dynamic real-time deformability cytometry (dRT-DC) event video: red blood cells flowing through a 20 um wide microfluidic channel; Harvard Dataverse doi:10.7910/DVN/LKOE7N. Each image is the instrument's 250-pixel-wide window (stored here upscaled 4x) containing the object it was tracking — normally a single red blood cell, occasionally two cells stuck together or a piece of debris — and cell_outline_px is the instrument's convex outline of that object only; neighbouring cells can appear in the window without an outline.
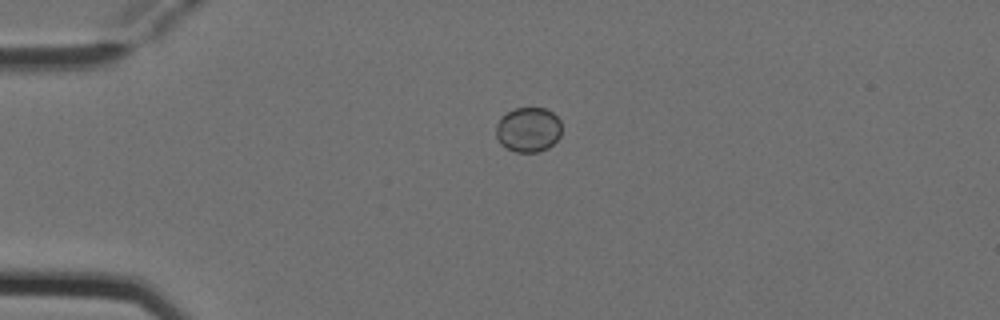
{"species": "Egyptian fruit bat (a non-hibernating species)", "species_latin": "Rousettus aegyptiacus", "temperature_condition": "cold", "stored_images_in_passage": 4, "camera_frame_rate_fps": 3000, "um_per_image_px": 0.085, "animal": {"sex": "female"}, "frame": {"image": 1, "passage_image": 1, "time_ms": 0.0, "image_size_px": [1000, 320], "cell_outline_px": [[560, 136], [548, 148], [540, 152], [516, 152], [500, 144], [496, 136], [496, 124], [500, 116], [516, 108], [544, 108], [552, 112], [560, 120]], "centroid_in_image_um": [44.88, 11.02], "position_along_channel_um": 40.1, "area_um2": 17.17}}
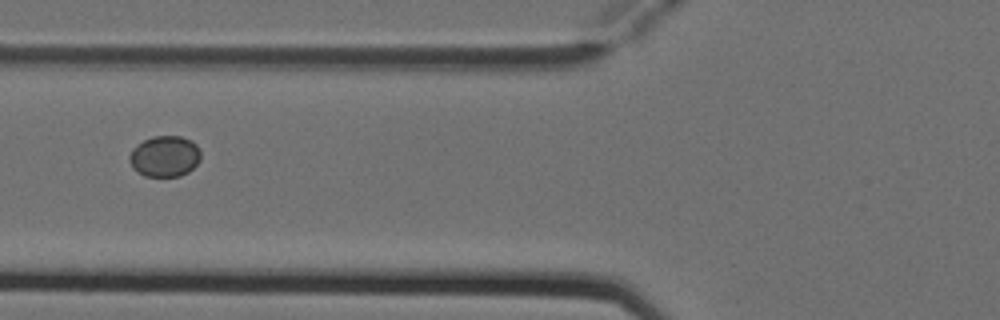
{"frame": {"image": 2, "passage_image": 3, "time_ms": 0.667, "image_size_px": [1000, 320], "cell_outline_px": [[200, 160], [188, 172], [180, 176], [144, 176], [136, 172], [132, 168], [128, 160], [128, 156], [132, 148], [136, 144], [152, 136], [180, 136], [192, 140], [196, 144], [200, 152]], "centroid_in_image_um": [13.96, 13.28], "position_along_channel_um": 111.8, "area_um2": 17.28}}
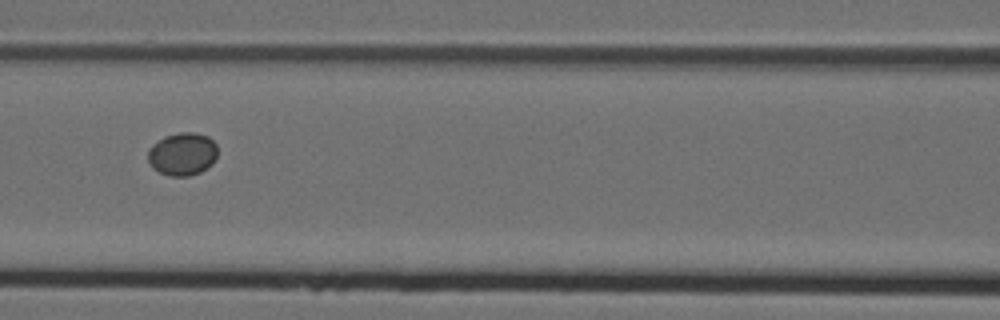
{"frame": {"image": 3, "passage_image": 4, "time_ms": 1.0, "image_size_px": [1000, 320], "cell_outline_px": [[216, 156], [212, 164], [200, 172], [188, 176], [168, 176], [152, 168], [148, 160], [148, 148], [152, 144], [164, 136], [180, 132], [192, 132], [208, 136], [216, 144]], "centroid_in_image_um": [15.48, 13.09], "position_along_channel_um": 151.1, "area_um2": 17.46}}